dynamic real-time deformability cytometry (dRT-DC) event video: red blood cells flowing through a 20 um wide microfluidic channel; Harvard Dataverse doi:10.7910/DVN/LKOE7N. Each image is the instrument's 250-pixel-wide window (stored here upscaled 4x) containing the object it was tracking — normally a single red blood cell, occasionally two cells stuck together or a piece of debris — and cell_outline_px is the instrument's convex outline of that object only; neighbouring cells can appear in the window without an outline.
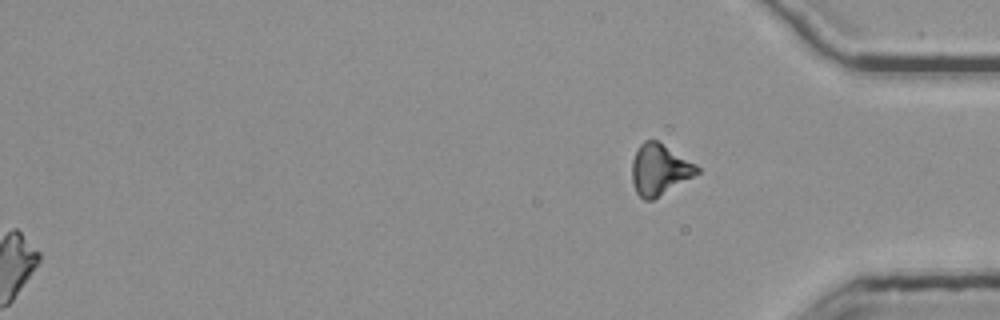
{"species": "common noctule bat (a hibernating species)", "species_latin": "Nyctalus noctula", "temperature_condition": "room temperature", "stored_images_in_passage": 38, "segment_of_instrument_passage": [2, 2], "camera_frame_rate_fps": 3000, "um_per_image_px": 0.085, "animal": {"sex": "female", "body_mass_g": 25.1}, "frame": {"image": 1, "passage_image": 38, "time_ms": 12.333, "image_size_px": [1000, 320], "cell_outline_px": [[700, 172], [652, 200], [644, 200], [636, 192], [632, 184], [632, 160], [640, 144], [644, 140], [656, 140], [696, 164], [700, 168]], "centroid_in_image_um": [56.04, 14.41], "position_along_channel_um": 379.2, "area_um2": 19.07}}